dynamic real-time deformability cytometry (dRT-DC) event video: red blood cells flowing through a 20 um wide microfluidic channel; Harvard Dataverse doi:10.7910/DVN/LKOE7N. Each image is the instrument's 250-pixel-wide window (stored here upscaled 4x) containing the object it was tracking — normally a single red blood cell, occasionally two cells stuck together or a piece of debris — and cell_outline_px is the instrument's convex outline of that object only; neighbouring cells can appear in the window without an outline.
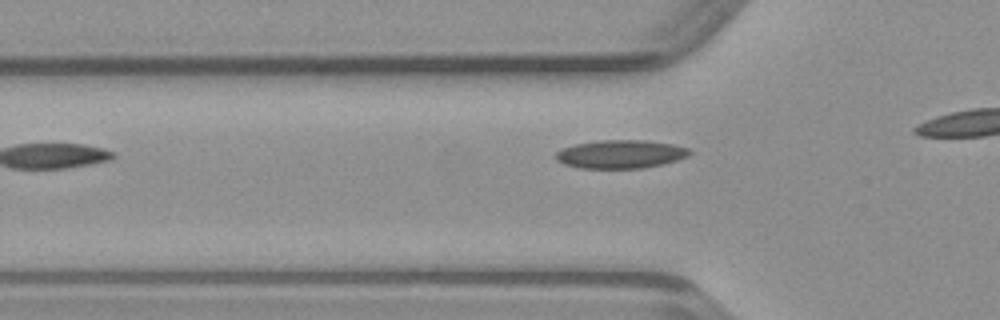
{"species": "common noctule bat (a hibernating species)", "species_latin": "Nyctalus noctula", "temperature_condition": "warm", "stored_images_in_passage": 7, "camera_frame_rate_fps": 3000, "um_per_image_px": 0.085, "animal": {"sex": "male", "body_mass_g": 23.1, "forearm_length_mm": 52.7}, "frame": {"image": 1, "passage_image": 2, "time_ms": 0.333, "image_size_px": [1000, 320], "cell_outline_px": [[692, 152], [688, 156], [664, 164], [644, 168], [580, 168], [564, 164], [556, 160], [556, 152], [564, 148], [576, 144], [600, 140], [648, 140], [672, 144], [688, 148]], "centroid_in_image_um": [52.77, 13.1], "position_along_channel_um": 73.0, "area_um2": 22.08}}
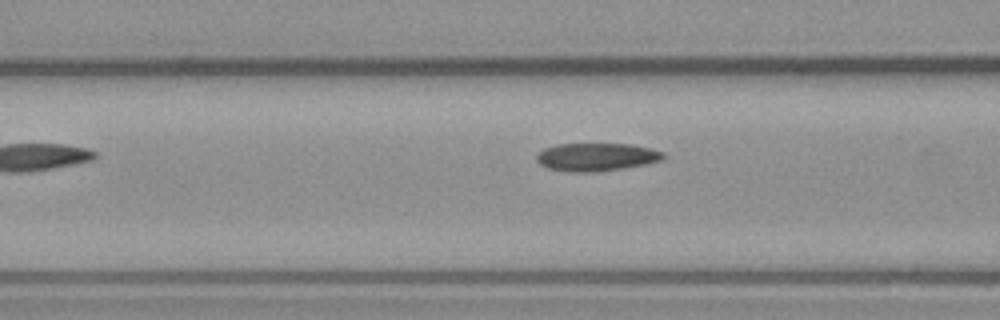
{"frame": {"image": 2, "passage_image": 5, "time_ms": 1.333, "image_size_px": [1000, 320], "cell_outline_px": [[668, 156], [664, 160], [648, 164], [624, 168], [596, 172], [568, 172], [548, 168], [540, 164], [536, 160], [536, 152], [544, 148], [556, 144], [632, 144], [664, 152]], "centroid_in_image_um": [50.71, 13.35], "position_along_channel_um": 115.9, "area_um2": 21.04}}